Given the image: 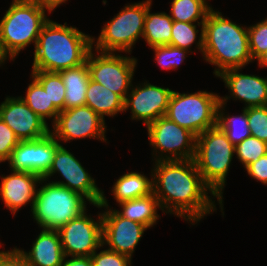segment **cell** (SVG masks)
<instances>
[{
  "label": "cell",
  "mask_w": 267,
  "mask_h": 266,
  "mask_svg": "<svg viewBox=\"0 0 267 266\" xmlns=\"http://www.w3.org/2000/svg\"><path fill=\"white\" fill-rule=\"evenodd\" d=\"M235 146L218 126L196 137L194 161L204 183L221 200Z\"/></svg>",
  "instance_id": "cell-5"
},
{
  "label": "cell",
  "mask_w": 267,
  "mask_h": 266,
  "mask_svg": "<svg viewBox=\"0 0 267 266\" xmlns=\"http://www.w3.org/2000/svg\"><path fill=\"white\" fill-rule=\"evenodd\" d=\"M92 50L93 48L86 58L90 79L100 83L125 100L132 87L137 59L121 54L117 55L114 52L99 53L96 51L98 54L95 56Z\"/></svg>",
  "instance_id": "cell-9"
},
{
  "label": "cell",
  "mask_w": 267,
  "mask_h": 266,
  "mask_svg": "<svg viewBox=\"0 0 267 266\" xmlns=\"http://www.w3.org/2000/svg\"><path fill=\"white\" fill-rule=\"evenodd\" d=\"M145 82L142 86L132 85L124 100V112L130 109L131 119L141 120L147 126L166 115L173 90Z\"/></svg>",
  "instance_id": "cell-16"
},
{
  "label": "cell",
  "mask_w": 267,
  "mask_h": 266,
  "mask_svg": "<svg viewBox=\"0 0 267 266\" xmlns=\"http://www.w3.org/2000/svg\"><path fill=\"white\" fill-rule=\"evenodd\" d=\"M46 11L52 12L33 0L12 1L0 21V40L12 60L29 44L36 46L41 29L49 20Z\"/></svg>",
  "instance_id": "cell-4"
},
{
  "label": "cell",
  "mask_w": 267,
  "mask_h": 266,
  "mask_svg": "<svg viewBox=\"0 0 267 266\" xmlns=\"http://www.w3.org/2000/svg\"><path fill=\"white\" fill-rule=\"evenodd\" d=\"M251 136L267 143V105L247 108Z\"/></svg>",
  "instance_id": "cell-34"
},
{
  "label": "cell",
  "mask_w": 267,
  "mask_h": 266,
  "mask_svg": "<svg viewBox=\"0 0 267 266\" xmlns=\"http://www.w3.org/2000/svg\"><path fill=\"white\" fill-rule=\"evenodd\" d=\"M11 172V175L1 177L0 196L5 206L15 215L21 207L29 202L32 212L37 192L36 186L38 183H44V179L30 172Z\"/></svg>",
  "instance_id": "cell-18"
},
{
  "label": "cell",
  "mask_w": 267,
  "mask_h": 266,
  "mask_svg": "<svg viewBox=\"0 0 267 266\" xmlns=\"http://www.w3.org/2000/svg\"><path fill=\"white\" fill-rule=\"evenodd\" d=\"M29 266H61L65 257L57 230L42 229L29 252L20 250Z\"/></svg>",
  "instance_id": "cell-20"
},
{
  "label": "cell",
  "mask_w": 267,
  "mask_h": 266,
  "mask_svg": "<svg viewBox=\"0 0 267 266\" xmlns=\"http://www.w3.org/2000/svg\"><path fill=\"white\" fill-rule=\"evenodd\" d=\"M94 206L106 208L102 213L103 246L109 245L108 249L132 259V253L148 227L120 216L111 208L108 209L109 205L104 192L101 203L94 204Z\"/></svg>",
  "instance_id": "cell-13"
},
{
  "label": "cell",
  "mask_w": 267,
  "mask_h": 266,
  "mask_svg": "<svg viewBox=\"0 0 267 266\" xmlns=\"http://www.w3.org/2000/svg\"><path fill=\"white\" fill-rule=\"evenodd\" d=\"M85 105L95 111L100 117H114L124 112V100L116 93L90 79L86 91Z\"/></svg>",
  "instance_id": "cell-23"
},
{
  "label": "cell",
  "mask_w": 267,
  "mask_h": 266,
  "mask_svg": "<svg viewBox=\"0 0 267 266\" xmlns=\"http://www.w3.org/2000/svg\"><path fill=\"white\" fill-rule=\"evenodd\" d=\"M55 173H59L65 182L51 181L52 183L80 193L93 205L101 203L103 191L97 187L95 179L84 169L78 159L61 144L56 149L48 173L43 177L44 181L47 182V179L49 180Z\"/></svg>",
  "instance_id": "cell-11"
},
{
  "label": "cell",
  "mask_w": 267,
  "mask_h": 266,
  "mask_svg": "<svg viewBox=\"0 0 267 266\" xmlns=\"http://www.w3.org/2000/svg\"><path fill=\"white\" fill-rule=\"evenodd\" d=\"M220 96L213 92L180 93L172 91L166 117L196 136L217 126Z\"/></svg>",
  "instance_id": "cell-7"
},
{
  "label": "cell",
  "mask_w": 267,
  "mask_h": 266,
  "mask_svg": "<svg viewBox=\"0 0 267 266\" xmlns=\"http://www.w3.org/2000/svg\"><path fill=\"white\" fill-rule=\"evenodd\" d=\"M152 192V178L148 179L144 174L134 171L120 176L112 187L113 197L118 204L149 195Z\"/></svg>",
  "instance_id": "cell-25"
},
{
  "label": "cell",
  "mask_w": 267,
  "mask_h": 266,
  "mask_svg": "<svg viewBox=\"0 0 267 266\" xmlns=\"http://www.w3.org/2000/svg\"><path fill=\"white\" fill-rule=\"evenodd\" d=\"M147 131L155 161L194 159L197 136L188 129L163 116L147 125ZM158 151L161 155H156Z\"/></svg>",
  "instance_id": "cell-10"
},
{
  "label": "cell",
  "mask_w": 267,
  "mask_h": 266,
  "mask_svg": "<svg viewBox=\"0 0 267 266\" xmlns=\"http://www.w3.org/2000/svg\"><path fill=\"white\" fill-rule=\"evenodd\" d=\"M98 215V220L95 221L85 211L57 230L67 258L91 256L98 248H103L102 213Z\"/></svg>",
  "instance_id": "cell-14"
},
{
  "label": "cell",
  "mask_w": 267,
  "mask_h": 266,
  "mask_svg": "<svg viewBox=\"0 0 267 266\" xmlns=\"http://www.w3.org/2000/svg\"><path fill=\"white\" fill-rule=\"evenodd\" d=\"M259 67H267V50L263 52L257 59Z\"/></svg>",
  "instance_id": "cell-41"
},
{
  "label": "cell",
  "mask_w": 267,
  "mask_h": 266,
  "mask_svg": "<svg viewBox=\"0 0 267 266\" xmlns=\"http://www.w3.org/2000/svg\"><path fill=\"white\" fill-rule=\"evenodd\" d=\"M60 142L49 133L37 140L19 141L8 160L11 171L30 172L43 178L49 171Z\"/></svg>",
  "instance_id": "cell-15"
},
{
  "label": "cell",
  "mask_w": 267,
  "mask_h": 266,
  "mask_svg": "<svg viewBox=\"0 0 267 266\" xmlns=\"http://www.w3.org/2000/svg\"><path fill=\"white\" fill-rule=\"evenodd\" d=\"M241 68L228 69L217 77L221 78L229 89L230 96L245 102V107L267 105V78L242 74Z\"/></svg>",
  "instance_id": "cell-19"
},
{
  "label": "cell",
  "mask_w": 267,
  "mask_h": 266,
  "mask_svg": "<svg viewBox=\"0 0 267 266\" xmlns=\"http://www.w3.org/2000/svg\"><path fill=\"white\" fill-rule=\"evenodd\" d=\"M147 9L143 38L149 47L170 45L173 20L166 12L151 13Z\"/></svg>",
  "instance_id": "cell-27"
},
{
  "label": "cell",
  "mask_w": 267,
  "mask_h": 266,
  "mask_svg": "<svg viewBox=\"0 0 267 266\" xmlns=\"http://www.w3.org/2000/svg\"><path fill=\"white\" fill-rule=\"evenodd\" d=\"M19 141L13 130L0 118V163L9 160Z\"/></svg>",
  "instance_id": "cell-36"
},
{
  "label": "cell",
  "mask_w": 267,
  "mask_h": 266,
  "mask_svg": "<svg viewBox=\"0 0 267 266\" xmlns=\"http://www.w3.org/2000/svg\"><path fill=\"white\" fill-rule=\"evenodd\" d=\"M248 175L267 185V153L245 167Z\"/></svg>",
  "instance_id": "cell-37"
},
{
  "label": "cell",
  "mask_w": 267,
  "mask_h": 266,
  "mask_svg": "<svg viewBox=\"0 0 267 266\" xmlns=\"http://www.w3.org/2000/svg\"><path fill=\"white\" fill-rule=\"evenodd\" d=\"M7 58H10V60H12L11 57L5 52L0 40V65L5 63V60H7Z\"/></svg>",
  "instance_id": "cell-42"
},
{
  "label": "cell",
  "mask_w": 267,
  "mask_h": 266,
  "mask_svg": "<svg viewBox=\"0 0 267 266\" xmlns=\"http://www.w3.org/2000/svg\"><path fill=\"white\" fill-rule=\"evenodd\" d=\"M0 266H29L18 248L0 251Z\"/></svg>",
  "instance_id": "cell-38"
},
{
  "label": "cell",
  "mask_w": 267,
  "mask_h": 266,
  "mask_svg": "<svg viewBox=\"0 0 267 266\" xmlns=\"http://www.w3.org/2000/svg\"><path fill=\"white\" fill-rule=\"evenodd\" d=\"M94 42L93 36L78 28L49 19L34 46L32 71L59 72L82 65Z\"/></svg>",
  "instance_id": "cell-2"
},
{
  "label": "cell",
  "mask_w": 267,
  "mask_h": 266,
  "mask_svg": "<svg viewBox=\"0 0 267 266\" xmlns=\"http://www.w3.org/2000/svg\"><path fill=\"white\" fill-rule=\"evenodd\" d=\"M151 172L153 193L158 199L161 210L191 223L199 222L205 215L216 211L215 201L208 192L217 198L223 212L221 201L204 183L192 160H160L154 162ZM164 208L167 210L165 211Z\"/></svg>",
  "instance_id": "cell-1"
},
{
  "label": "cell",
  "mask_w": 267,
  "mask_h": 266,
  "mask_svg": "<svg viewBox=\"0 0 267 266\" xmlns=\"http://www.w3.org/2000/svg\"><path fill=\"white\" fill-rule=\"evenodd\" d=\"M93 266H131V258L119 254L110 249H104L97 253L95 251L91 256Z\"/></svg>",
  "instance_id": "cell-35"
},
{
  "label": "cell",
  "mask_w": 267,
  "mask_h": 266,
  "mask_svg": "<svg viewBox=\"0 0 267 266\" xmlns=\"http://www.w3.org/2000/svg\"><path fill=\"white\" fill-rule=\"evenodd\" d=\"M0 118L13 130L20 141L37 140L47 136L50 128L19 97H6L0 104Z\"/></svg>",
  "instance_id": "cell-17"
},
{
  "label": "cell",
  "mask_w": 267,
  "mask_h": 266,
  "mask_svg": "<svg viewBox=\"0 0 267 266\" xmlns=\"http://www.w3.org/2000/svg\"><path fill=\"white\" fill-rule=\"evenodd\" d=\"M85 199L67 187L44 183L37 188L32 215L41 228L58 230L87 210Z\"/></svg>",
  "instance_id": "cell-6"
},
{
  "label": "cell",
  "mask_w": 267,
  "mask_h": 266,
  "mask_svg": "<svg viewBox=\"0 0 267 266\" xmlns=\"http://www.w3.org/2000/svg\"><path fill=\"white\" fill-rule=\"evenodd\" d=\"M121 211H115L122 217L131 221L143 224L148 228L153 227L159 219L158 209L160 208L158 199L152 192L149 195L132 200L120 202Z\"/></svg>",
  "instance_id": "cell-24"
},
{
  "label": "cell",
  "mask_w": 267,
  "mask_h": 266,
  "mask_svg": "<svg viewBox=\"0 0 267 266\" xmlns=\"http://www.w3.org/2000/svg\"><path fill=\"white\" fill-rule=\"evenodd\" d=\"M33 76L48 94L50 102L59 110H64L65 86L58 72L32 71Z\"/></svg>",
  "instance_id": "cell-29"
},
{
  "label": "cell",
  "mask_w": 267,
  "mask_h": 266,
  "mask_svg": "<svg viewBox=\"0 0 267 266\" xmlns=\"http://www.w3.org/2000/svg\"><path fill=\"white\" fill-rule=\"evenodd\" d=\"M39 3L40 5L46 6L51 11H54L60 4L67 2V0H33Z\"/></svg>",
  "instance_id": "cell-40"
},
{
  "label": "cell",
  "mask_w": 267,
  "mask_h": 266,
  "mask_svg": "<svg viewBox=\"0 0 267 266\" xmlns=\"http://www.w3.org/2000/svg\"><path fill=\"white\" fill-rule=\"evenodd\" d=\"M249 51L253 59H257L267 50V18L248 27Z\"/></svg>",
  "instance_id": "cell-33"
},
{
  "label": "cell",
  "mask_w": 267,
  "mask_h": 266,
  "mask_svg": "<svg viewBox=\"0 0 267 266\" xmlns=\"http://www.w3.org/2000/svg\"><path fill=\"white\" fill-rule=\"evenodd\" d=\"M61 266H93L90 256H71V259H63Z\"/></svg>",
  "instance_id": "cell-39"
},
{
  "label": "cell",
  "mask_w": 267,
  "mask_h": 266,
  "mask_svg": "<svg viewBox=\"0 0 267 266\" xmlns=\"http://www.w3.org/2000/svg\"><path fill=\"white\" fill-rule=\"evenodd\" d=\"M50 133L57 141L95 138L106 140L105 120L87 105L60 111Z\"/></svg>",
  "instance_id": "cell-12"
},
{
  "label": "cell",
  "mask_w": 267,
  "mask_h": 266,
  "mask_svg": "<svg viewBox=\"0 0 267 266\" xmlns=\"http://www.w3.org/2000/svg\"><path fill=\"white\" fill-rule=\"evenodd\" d=\"M155 52V60L162 69H177L190 51L172 45L152 47Z\"/></svg>",
  "instance_id": "cell-32"
},
{
  "label": "cell",
  "mask_w": 267,
  "mask_h": 266,
  "mask_svg": "<svg viewBox=\"0 0 267 266\" xmlns=\"http://www.w3.org/2000/svg\"><path fill=\"white\" fill-rule=\"evenodd\" d=\"M230 96L220 97V102L217 107V126L224 131L230 142L236 146L244 139L251 136L249 124L247 120V108L242 109V114L239 116L225 115V105Z\"/></svg>",
  "instance_id": "cell-26"
},
{
  "label": "cell",
  "mask_w": 267,
  "mask_h": 266,
  "mask_svg": "<svg viewBox=\"0 0 267 266\" xmlns=\"http://www.w3.org/2000/svg\"><path fill=\"white\" fill-rule=\"evenodd\" d=\"M65 86L64 110L85 105L90 81L87 62L58 72Z\"/></svg>",
  "instance_id": "cell-21"
},
{
  "label": "cell",
  "mask_w": 267,
  "mask_h": 266,
  "mask_svg": "<svg viewBox=\"0 0 267 266\" xmlns=\"http://www.w3.org/2000/svg\"><path fill=\"white\" fill-rule=\"evenodd\" d=\"M152 0L124 6L119 13L105 23L94 44L95 51L131 53L132 46L142 37L147 9Z\"/></svg>",
  "instance_id": "cell-8"
},
{
  "label": "cell",
  "mask_w": 267,
  "mask_h": 266,
  "mask_svg": "<svg viewBox=\"0 0 267 266\" xmlns=\"http://www.w3.org/2000/svg\"><path fill=\"white\" fill-rule=\"evenodd\" d=\"M198 33L195 23L173 21L170 45L189 51L192 44L196 42Z\"/></svg>",
  "instance_id": "cell-31"
},
{
  "label": "cell",
  "mask_w": 267,
  "mask_h": 266,
  "mask_svg": "<svg viewBox=\"0 0 267 266\" xmlns=\"http://www.w3.org/2000/svg\"><path fill=\"white\" fill-rule=\"evenodd\" d=\"M204 60L215 65V76L223 71L244 68L253 59L249 51L248 27L240 26L213 10L204 22Z\"/></svg>",
  "instance_id": "cell-3"
},
{
  "label": "cell",
  "mask_w": 267,
  "mask_h": 266,
  "mask_svg": "<svg viewBox=\"0 0 267 266\" xmlns=\"http://www.w3.org/2000/svg\"><path fill=\"white\" fill-rule=\"evenodd\" d=\"M30 78H32V82L27 88L26 96H20V98L43 120L47 121L46 118H51L54 123L60 111L50 102L42 85L33 76Z\"/></svg>",
  "instance_id": "cell-28"
},
{
  "label": "cell",
  "mask_w": 267,
  "mask_h": 266,
  "mask_svg": "<svg viewBox=\"0 0 267 266\" xmlns=\"http://www.w3.org/2000/svg\"><path fill=\"white\" fill-rule=\"evenodd\" d=\"M267 153V143L250 136L235 146V154L244 167Z\"/></svg>",
  "instance_id": "cell-30"
},
{
  "label": "cell",
  "mask_w": 267,
  "mask_h": 266,
  "mask_svg": "<svg viewBox=\"0 0 267 266\" xmlns=\"http://www.w3.org/2000/svg\"><path fill=\"white\" fill-rule=\"evenodd\" d=\"M212 9L206 0H173L169 15L173 21L197 23L201 25L197 48L203 54L204 49V22L207 14ZM201 21L199 22V20Z\"/></svg>",
  "instance_id": "cell-22"
}]
</instances>
